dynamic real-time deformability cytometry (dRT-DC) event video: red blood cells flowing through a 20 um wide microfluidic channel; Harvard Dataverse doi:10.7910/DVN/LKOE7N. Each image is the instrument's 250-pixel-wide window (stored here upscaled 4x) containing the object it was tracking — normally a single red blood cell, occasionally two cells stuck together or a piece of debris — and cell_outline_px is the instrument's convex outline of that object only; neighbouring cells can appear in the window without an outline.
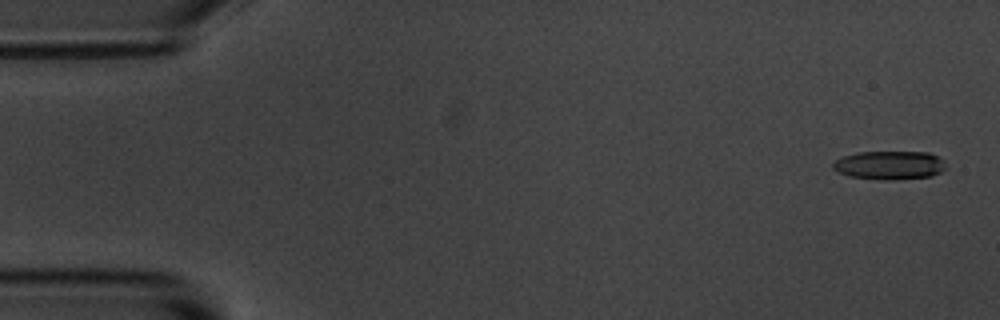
{"species": "common noctule bat (a hibernating species)", "species_latin": "Nyctalus noctula", "temperature_condition": "room temperature", "stored_images_in_passage": 56, "camera_frame_rate_fps": 3000, "um_per_image_px": 0.085, "animal": {"sex": "male", "body_mass_g": 20.1, "forearm_length_mm": 53.5}, "frame": {"image": 1, "passage_image": 2, "time_ms": 0.333, "image_size_px": [1000, 320], "cell_outline_px": [[948, 168], [932, 176], [888, 180], [884, 180], [848, 176], [832, 168], [832, 164], [836, 160], [844, 156], [856, 152], [928, 152], [940, 156], [944, 160]], "centroid_in_image_um": [75.66, 14.03], "position_along_channel_um": 9.3, "area_um2": 18.96}}
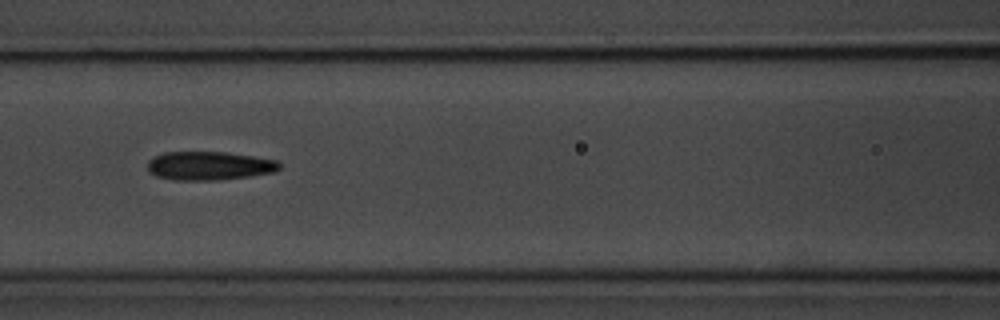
{"frame": {"image": 2, "passage_image": 24, "time_ms": 7.667, "image_size_px": [1000, 320], "cell_outline_px": [[280, 168], [276, 172], [248, 176], [216, 180], [176, 180], [156, 176], [148, 172], [148, 160], [152, 156], [164, 152], [228, 152], [276, 160], [280, 164]], "centroid_in_image_um": [17.75, 14.08], "position_along_channel_um": 148.8, "area_um2": 22.08}}
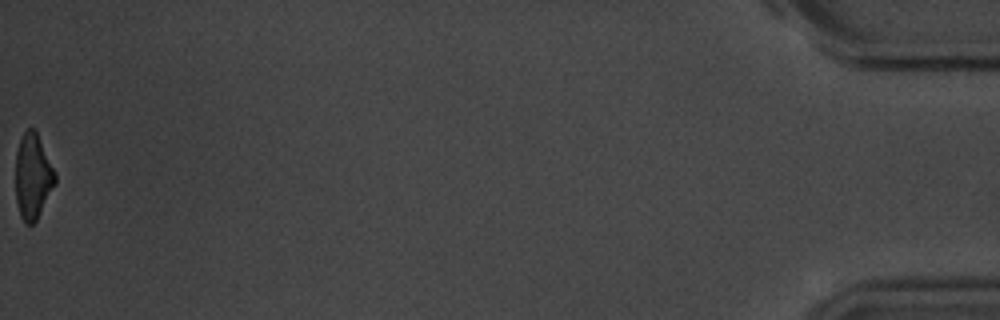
{"frame": {"image": 3, "passage_image": 56, "time_ms": 18.333, "image_size_px": [1000, 320], "cell_outline_px": [[56, 184], [36, 220], [32, 224], [24, 224], [20, 216], [16, 200], [16, 152], [20, 140], [24, 132], [28, 128], [32, 128], [36, 132], [56, 172]], "centroid_in_image_um": [2.8, 15.02], "position_along_channel_um": 432.4, "area_um2": 19.59}, "authors_computed_cell_mechanics": {"area_um2": 20.9814, "velocity_mm_per_s": 3.6115, "shape_relaxation_time_tau1_ms": 4.3276, "shape_relaxation_time_tau2_ms": 2.8534, "deformation_change_tau1": 0.1615, "deformation_change_tau2": 0.1363}}